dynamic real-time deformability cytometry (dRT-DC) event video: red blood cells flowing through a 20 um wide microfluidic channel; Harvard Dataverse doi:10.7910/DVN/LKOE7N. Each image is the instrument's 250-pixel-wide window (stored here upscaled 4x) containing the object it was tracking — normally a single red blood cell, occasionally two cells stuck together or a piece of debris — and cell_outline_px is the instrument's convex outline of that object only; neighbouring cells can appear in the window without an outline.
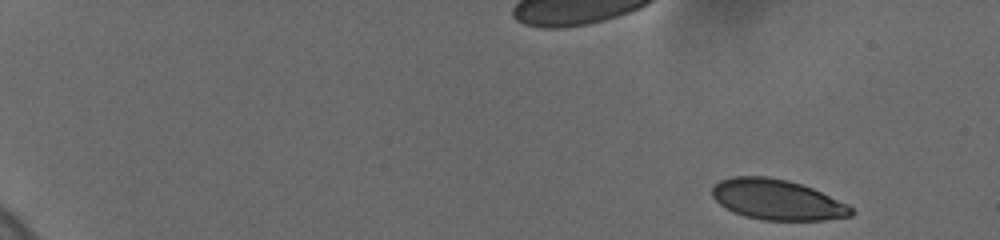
{"species": "human", "species_latin": "Homo sapiens", "temperature_condition": "cold", "stored_images_in_passage": 51, "camera_frame_rate_fps": 3000, "um_per_image_px": 0.085, "donor": {"sex": "female"}, "frame": {"image": 1, "passage_image": 1, "time_ms": 0.0, "image_size_px": [1000, 240], "cell_outline_px": [[856, 212], [852, 216], [824, 220], [764, 220], [744, 216], [732, 212], [720, 204], [712, 196], [712, 184], [720, 180], [732, 176], [768, 176], [788, 180], [812, 188], [848, 204]], "centroid_in_image_um": [66.05, 16.97], "position_along_channel_um": 19.0, "area_um2": 32.95}}
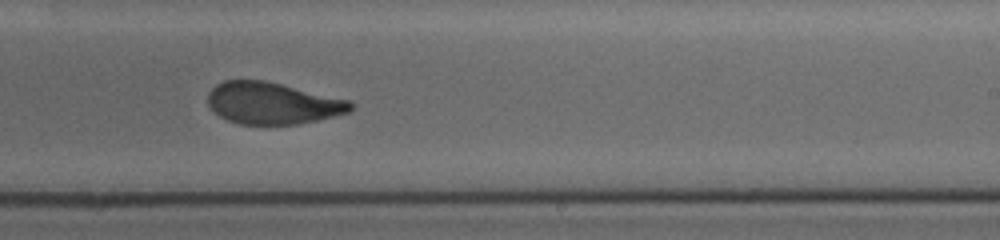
{"frame": {"image": 2, "passage_image": 23, "time_ms": 11.333, "image_size_px": [1000, 240], "cell_outline_px": [[352, 108], [348, 112], [316, 120], [296, 124], [240, 124], [228, 120], [220, 116], [208, 104], [208, 92], [216, 84], [224, 80], [264, 80], [348, 100], [352, 104]], "centroid_in_image_um": [23.11, 8.76], "position_along_channel_um": 265.9, "area_um2": 34.22}}
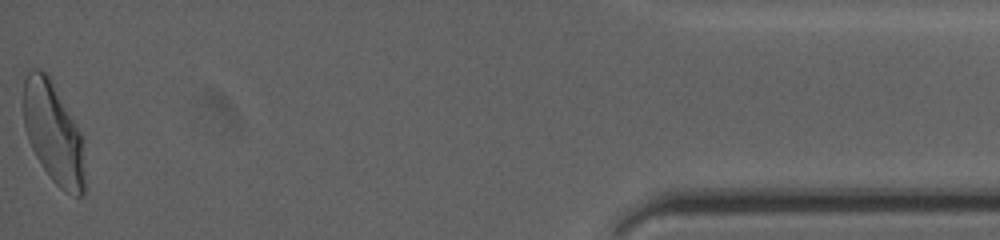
{"frame": {"image": 3, "passage_image": 51, "time_ms": 17.667, "image_size_px": [1000, 240], "cell_outline_px": [[84, 196], [76, 196], [64, 192], [52, 180], [36, 156], [28, 140], [24, 128], [24, 80], [28, 72], [32, 68], [40, 68], [48, 76], [84, 136]], "centroid_in_image_um": [4.56, 11.33], "position_along_channel_um": 430.6, "area_um2": 36.24}, "authors_computed_cell_mechanics": {"area_um2": 35.547, "velocity_mm_per_s": 3.6775, "shape_relaxation_time_tau1_ms": 4.2009, "shape_relaxation_time_tau2_ms": 1.1133, "deformation_change_tau1": 0.1457, "deformation_change_tau2": 0.056}}